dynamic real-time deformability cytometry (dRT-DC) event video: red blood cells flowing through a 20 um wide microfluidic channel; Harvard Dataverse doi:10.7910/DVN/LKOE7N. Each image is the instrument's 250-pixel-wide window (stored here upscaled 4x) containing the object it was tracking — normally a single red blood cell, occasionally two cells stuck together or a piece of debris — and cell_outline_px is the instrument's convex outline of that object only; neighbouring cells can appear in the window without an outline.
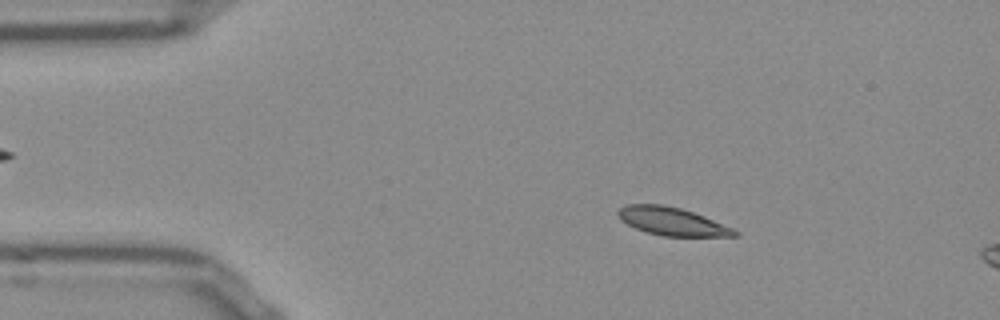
{"species": "Egyptian fruit bat (a non-hibernating species)", "species_latin": "Rousettus aegyptiacus", "temperature_condition": "room temperature", "stored_images_in_passage": 14, "camera_frame_rate_fps": 3000, "um_per_image_px": 0.085, "frame": {"image": 1, "passage_image": 8, "time_ms": 2.333, "image_size_px": [1000, 320], "cell_outline_px": [[740, 236], [664, 236], [648, 232], [636, 228], [620, 220], [616, 216], [616, 212], [624, 204], [660, 204], [680, 208], [704, 216], [732, 228], [740, 232]], "centroid_in_image_um": [57.1, 18.81], "position_along_channel_um": 27.9, "area_um2": 18.96}}